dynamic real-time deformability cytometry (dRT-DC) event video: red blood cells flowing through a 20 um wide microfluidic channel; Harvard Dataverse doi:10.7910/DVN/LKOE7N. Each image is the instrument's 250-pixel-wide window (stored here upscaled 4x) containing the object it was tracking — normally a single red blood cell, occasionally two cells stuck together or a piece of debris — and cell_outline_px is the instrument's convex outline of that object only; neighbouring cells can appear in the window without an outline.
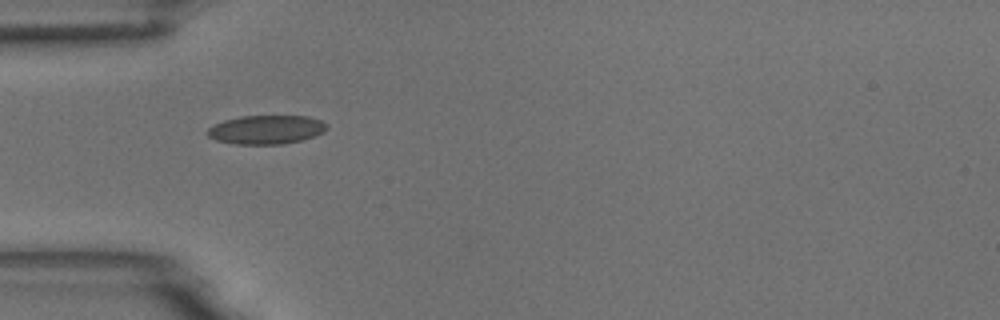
{"species": "common noctule bat (a hibernating species)", "species_latin": "Nyctalus noctula", "temperature_condition": "room temperature", "stored_images_in_passage": 6, "camera_frame_rate_fps": 3000, "um_per_image_px": 0.085, "animal": {"sex": "male", "body_mass_g": 18.8}, "frame": {"image": 1, "passage_image": 1, "time_ms": 0.0, "image_size_px": [1000, 320], "cell_outline_px": [[328, 128], [324, 132], [300, 140], [280, 144], [236, 144], [216, 140], [208, 136], [204, 132], [208, 128], [224, 120], [240, 116], [308, 116], [320, 120], [328, 124]], "centroid_in_image_um": [22.62, 11.01], "position_along_channel_um": 62.4, "area_um2": 20.0}}
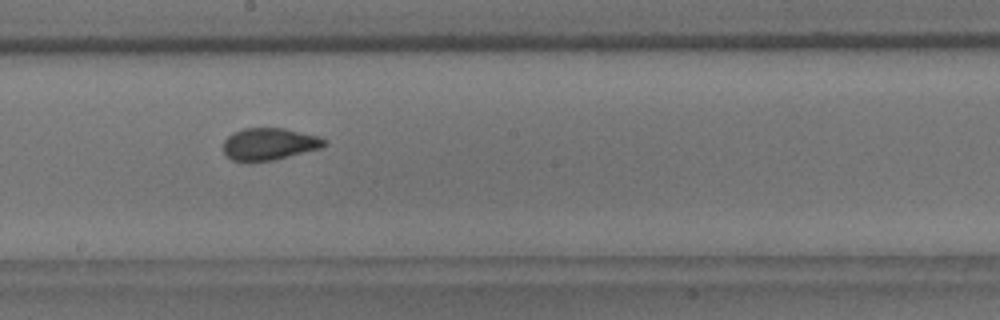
{"frame": {"image": 2, "passage_image": 5, "time_ms": 1.333, "image_size_px": [1000, 320], "cell_outline_px": [[328, 144], [320, 148], [272, 160], [248, 164], [232, 160], [224, 152], [224, 140], [232, 132], [244, 128], [284, 128], [320, 136], [328, 140]], "centroid_in_image_um": [22.88, 12.25], "position_along_channel_um": 225.3, "area_um2": 19.25}}